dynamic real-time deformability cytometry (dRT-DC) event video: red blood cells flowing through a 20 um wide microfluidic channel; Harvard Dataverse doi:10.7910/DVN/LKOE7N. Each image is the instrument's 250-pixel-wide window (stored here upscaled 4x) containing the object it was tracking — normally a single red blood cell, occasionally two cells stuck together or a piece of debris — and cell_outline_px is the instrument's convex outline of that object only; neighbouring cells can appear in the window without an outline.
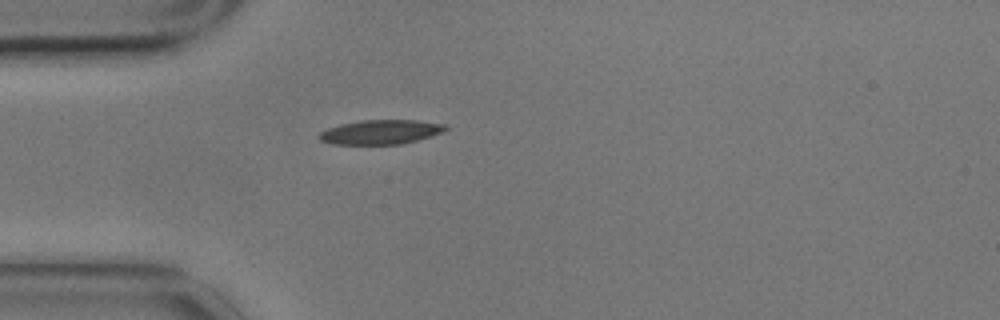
{"species": "common noctule bat (a hibernating species)", "species_latin": "Nyctalus noctula", "temperature_condition": "cold", "stored_images_in_passage": 1, "camera_frame_rate_fps": 3000, "um_per_image_px": 0.085, "animal": {"sex": "male", "body_mass_g": 17.9}, "frame": {"image": 1, "passage_image": 1, "time_ms": 0.0, "image_size_px": [1000, 320], "cell_outline_px": [[448, 128], [440, 132], [416, 140], [400, 144], [332, 144], [320, 140], [316, 136], [320, 132], [328, 128], [340, 124], [360, 120], [416, 120], [448, 124]], "centroid_in_image_um": [32.31, 11.21], "position_along_channel_um": 52.7, "area_um2": 17.86}}